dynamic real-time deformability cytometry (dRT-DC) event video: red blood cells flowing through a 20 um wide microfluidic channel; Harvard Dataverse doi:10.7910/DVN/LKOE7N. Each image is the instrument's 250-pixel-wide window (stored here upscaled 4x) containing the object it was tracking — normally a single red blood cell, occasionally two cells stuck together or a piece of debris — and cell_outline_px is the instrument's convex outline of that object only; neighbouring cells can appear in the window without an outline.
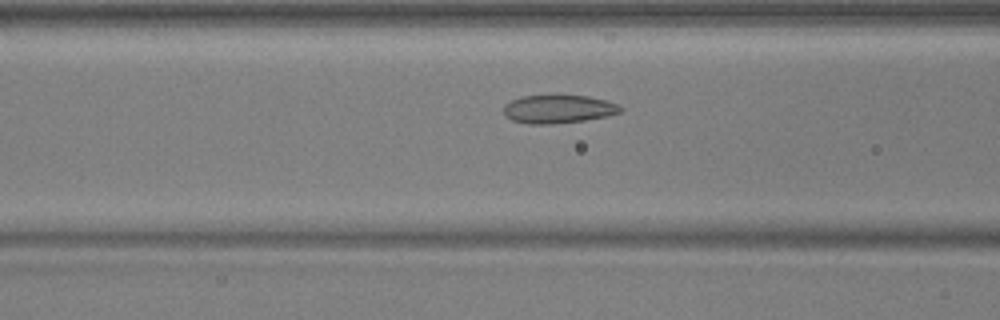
{"species": "common noctule bat (a hibernating species)", "species_latin": "Nyctalus noctula", "temperature_condition": "warm", "stored_images_in_passage": 40, "camera_frame_rate_fps": 3000, "um_per_image_px": 0.085, "animal": {"sex": "male", "body_mass_g": 17.9, "forearm_length_mm": 54.2}, "frame": {"image": 1, "passage_image": 13, "time_ms": 4.0, "image_size_px": [1000, 320], "cell_outline_px": [[624, 108], [620, 112], [608, 116], [584, 120], [552, 124], [528, 124], [512, 120], [504, 116], [504, 104], [512, 100], [524, 96], [588, 96], [604, 100], [616, 104]], "centroid_in_image_um": [47.44, 9.28], "position_along_channel_um": 119.2, "area_um2": 19.07}}
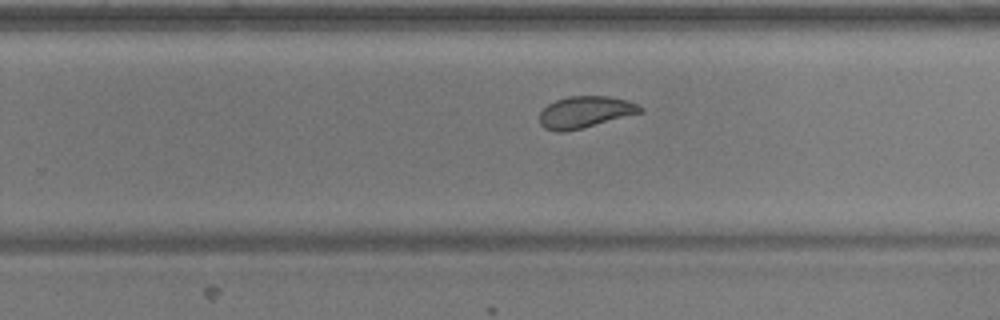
{"frame": {"image": 2, "passage_image": 26, "time_ms": 8.333, "image_size_px": [1000, 320], "cell_outline_px": [[644, 108], [640, 112], [584, 128], [564, 132], [556, 132], [544, 128], [540, 124], [540, 112], [548, 104], [556, 100], [568, 96], [608, 96], [628, 100]], "centroid_in_image_um": [49.7, 9.53], "position_along_channel_um": 280.1, "area_um2": 18.5}}
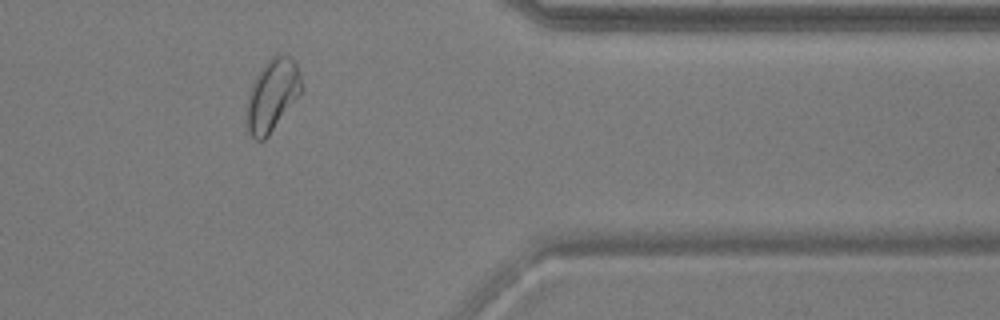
{"frame": {"image": 3, "passage_image": 36, "time_ms": 11.667, "image_size_px": [1000, 320], "cell_outline_px": [[304, 88], [268, 136], [264, 140], [256, 140], [248, 132], [244, 120], [248, 92], [260, 68], [276, 52], [288, 56], [296, 64]], "centroid_in_image_um": [23.1, 8.09], "position_along_channel_um": 388.3, "area_um2": 23.24}}